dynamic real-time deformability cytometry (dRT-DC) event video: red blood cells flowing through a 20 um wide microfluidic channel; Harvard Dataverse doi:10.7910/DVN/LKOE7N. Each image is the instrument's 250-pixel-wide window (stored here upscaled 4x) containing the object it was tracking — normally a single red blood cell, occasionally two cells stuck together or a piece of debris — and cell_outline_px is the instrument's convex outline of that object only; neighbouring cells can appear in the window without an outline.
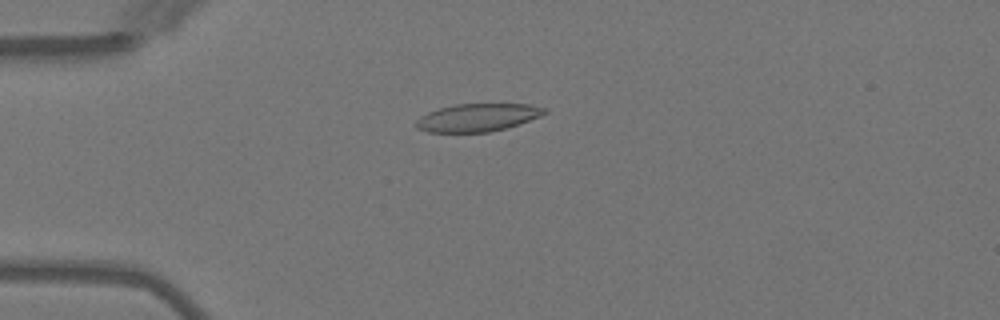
{"species": "Egyptian fruit bat (a non-hibernating species)", "species_latin": "Rousettus aegyptiacus", "temperature_condition": "warm", "stored_images_in_passage": 3, "camera_frame_rate_fps": 3000, "um_per_image_px": 0.085, "animal": {"sex": "female"}, "frame": {"image": 1, "passage_image": 2, "time_ms": 1.0, "image_size_px": [1000, 320], "cell_outline_px": [[548, 112], [540, 116], [508, 128], [488, 132], [428, 132], [416, 128], [412, 124], [420, 116], [428, 112], [440, 108], [456, 104], [528, 104], [548, 108]], "centroid_in_image_um": [40.58, 9.99], "position_along_channel_um": 44.4, "area_um2": 20.98}}